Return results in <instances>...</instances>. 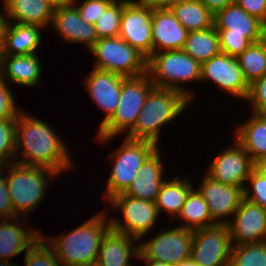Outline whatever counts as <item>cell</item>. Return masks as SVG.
<instances>
[{
  "instance_id": "obj_1",
  "label": "cell",
  "mask_w": 266,
  "mask_h": 266,
  "mask_svg": "<svg viewBox=\"0 0 266 266\" xmlns=\"http://www.w3.org/2000/svg\"><path fill=\"white\" fill-rule=\"evenodd\" d=\"M54 131L42 119L21 111L17 116L15 134V156L21 153V158L15 162L46 167L58 174L74 167L67 144Z\"/></svg>"
},
{
  "instance_id": "obj_2",
  "label": "cell",
  "mask_w": 266,
  "mask_h": 266,
  "mask_svg": "<svg viewBox=\"0 0 266 266\" xmlns=\"http://www.w3.org/2000/svg\"><path fill=\"white\" fill-rule=\"evenodd\" d=\"M107 215L106 209L102 210L69 233L51 240L42 233L41 236L53 248L62 266H95L102 239L111 229Z\"/></svg>"
},
{
  "instance_id": "obj_3",
  "label": "cell",
  "mask_w": 266,
  "mask_h": 266,
  "mask_svg": "<svg viewBox=\"0 0 266 266\" xmlns=\"http://www.w3.org/2000/svg\"><path fill=\"white\" fill-rule=\"evenodd\" d=\"M189 104L190 100L179 91L153 87L146 96L134 128L125 136L159 146L162 126L183 114Z\"/></svg>"
},
{
  "instance_id": "obj_4",
  "label": "cell",
  "mask_w": 266,
  "mask_h": 266,
  "mask_svg": "<svg viewBox=\"0 0 266 266\" xmlns=\"http://www.w3.org/2000/svg\"><path fill=\"white\" fill-rule=\"evenodd\" d=\"M4 168L9 170L6 174V184L13 211L17 216L21 213L20 216L27 221L26 216L45 199V192L52 177H58L59 174L53 169L17 162L4 165Z\"/></svg>"
},
{
  "instance_id": "obj_5",
  "label": "cell",
  "mask_w": 266,
  "mask_h": 266,
  "mask_svg": "<svg viewBox=\"0 0 266 266\" xmlns=\"http://www.w3.org/2000/svg\"><path fill=\"white\" fill-rule=\"evenodd\" d=\"M147 73L154 87L179 91L191 101L193 90L184 84L200 80L201 64L183 50L162 51L148 58Z\"/></svg>"
},
{
  "instance_id": "obj_6",
  "label": "cell",
  "mask_w": 266,
  "mask_h": 266,
  "mask_svg": "<svg viewBox=\"0 0 266 266\" xmlns=\"http://www.w3.org/2000/svg\"><path fill=\"white\" fill-rule=\"evenodd\" d=\"M154 87L148 73L136 77H126L122 82L119 105L112 118L101 127L98 141L108 143L118 134L127 135L135 126L149 91Z\"/></svg>"
},
{
  "instance_id": "obj_7",
  "label": "cell",
  "mask_w": 266,
  "mask_h": 266,
  "mask_svg": "<svg viewBox=\"0 0 266 266\" xmlns=\"http://www.w3.org/2000/svg\"><path fill=\"white\" fill-rule=\"evenodd\" d=\"M159 146L150 141L130 139L126 136L122 144L110 153L112 170L105 187L104 200L125 193L132 184L141 165Z\"/></svg>"
},
{
  "instance_id": "obj_8",
  "label": "cell",
  "mask_w": 266,
  "mask_h": 266,
  "mask_svg": "<svg viewBox=\"0 0 266 266\" xmlns=\"http://www.w3.org/2000/svg\"><path fill=\"white\" fill-rule=\"evenodd\" d=\"M89 52L96 58L93 68L123 77L147 73L148 59L119 36L99 38Z\"/></svg>"
},
{
  "instance_id": "obj_9",
  "label": "cell",
  "mask_w": 266,
  "mask_h": 266,
  "mask_svg": "<svg viewBox=\"0 0 266 266\" xmlns=\"http://www.w3.org/2000/svg\"><path fill=\"white\" fill-rule=\"evenodd\" d=\"M108 204L113 210H121L122 219L110 218L111 229L139 241L156 225L159 213L155 202L137 199L124 193L112 197Z\"/></svg>"
},
{
  "instance_id": "obj_10",
  "label": "cell",
  "mask_w": 266,
  "mask_h": 266,
  "mask_svg": "<svg viewBox=\"0 0 266 266\" xmlns=\"http://www.w3.org/2000/svg\"><path fill=\"white\" fill-rule=\"evenodd\" d=\"M193 230L176 226L157 234L151 240L140 241V259H155L171 266L191 257Z\"/></svg>"
},
{
  "instance_id": "obj_11",
  "label": "cell",
  "mask_w": 266,
  "mask_h": 266,
  "mask_svg": "<svg viewBox=\"0 0 266 266\" xmlns=\"http://www.w3.org/2000/svg\"><path fill=\"white\" fill-rule=\"evenodd\" d=\"M231 250L227 224L193 230L191 258L197 266H229Z\"/></svg>"
},
{
  "instance_id": "obj_12",
  "label": "cell",
  "mask_w": 266,
  "mask_h": 266,
  "mask_svg": "<svg viewBox=\"0 0 266 266\" xmlns=\"http://www.w3.org/2000/svg\"><path fill=\"white\" fill-rule=\"evenodd\" d=\"M209 163L205 173L211 179L226 185L246 186L251 170L255 167L248 152L234 140V145L225 148Z\"/></svg>"
},
{
  "instance_id": "obj_13",
  "label": "cell",
  "mask_w": 266,
  "mask_h": 266,
  "mask_svg": "<svg viewBox=\"0 0 266 266\" xmlns=\"http://www.w3.org/2000/svg\"><path fill=\"white\" fill-rule=\"evenodd\" d=\"M152 9L139 2H123L119 37L147 59L153 54Z\"/></svg>"
},
{
  "instance_id": "obj_14",
  "label": "cell",
  "mask_w": 266,
  "mask_h": 266,
  "mask_svg": "<svg viewBox=\"0 0 266 266\" xmlns=\"http://www.w3.org/2000/svg\"><path fill=\"white\" fill-rule=\"evenodd\" d=\"M213 81L221 90L232 96L246 100L249 84L236 57L220 52L201 64L200 81Z\"/></svg>"
},
{
  "instance_id": "obj_15",
  "label": "cell",
  "mask_w": 266,
  "mask_h": 266,
  "mask_svg": "<svg viewBox=\"0 0 266 266\" xmlns=\"http://www.w3.org/2000/svg\"><path fill=\"white\" fill-rule=\"evenodd\" d=\"M227 225L232 246L266 241V210L245 198Z\"/></svg>"
},
{
  "instance_id": "obj_16",
  "label": "cell",
  "mask_w": 266,
  "mask_h": 266,
  "mask_svg": "<svg viewBox=\"0 0 266 266\" xmlns=\"http://www.w3.org/2000/svg\"><path fill=\"white\" fill-rule=\"evenodd\" d=\"M126 77L93 68L84 79L86 92L92 101L106 114L98 130L103 127L116 112L119 105L122 82Z\"/></svg>"
},
{
  "instance_id": "obj_17",
  "label": "cell",
  "mask_w": 266,
  "mask_h": 266,
  "mask_svg": "<svg viewBox=\"0 0 266 266\" xmlns=\"http://www.w3.org/2000/svg\"><path fill=\"white\" fill-rule=\"evenodd\" d=\"M202 181L198 191L207 202L212 220L216 224H228V217L235 214L244 198L243 189L215 181L206 174Z\"/></svg>"
},
{
  "instance_id": "obj_18",
  "label": "cell",
  "mask_w": 266,
  "mask_h": 266,
  "mask_svg": "<svg viewBox=\"0 0 266 266\" xmlns=\"http://www.w3.org/2000/svg\"><path fill=\"white\" fill-rule=\"evenodd\" d=\"M51 26L68 43H82L90 49L98 40L95 26L85 22L70 2L55 6Z\"/></svg>"
},
{
  "instance_id": "obj_19",
  "label": "cell",
  "mask_w": 266,
  "mask_h": 266,
  "mask_svg": "<svg viewBox=\"0 0 266 266\" xmlns=\"http://www.w3.org/2000/svg\"><path fill=\"white\" fill-rule=\"evenodd\" d=\"M216 30H228V35L245 36L251 43L266 38V25L232 3L214 14Z\"/></svg>"
},
{
  "instance_id": "obj_20",
  "label": "cell",
  "mask_w": 266,
  "mask_h": 266,
  "mask_svg": "<svg viewBox=\"0 0 266 266\" xmlns=\"http://www.w3.org/2000/svg\"><path fill=\"white\" fill-rule=\"evenodd\" d=\"M188 33L170 9L152 10L153 53L182 50Z\"/></svg>"
},
{
  "instance_id": "obj_21",
  "label": "cell",
  "mask_w": 266,
  "mask_h": 266,
  "mask_svg": "<svg viewBox=\"0 0 266 266\" xmlns=\"http://www.w3.org/2000/svg\"><path fill=\"white\" fill-rule=\"evenodd\" d=\"M138 242L135 237L110 229L102 239L95 266H132L131 257L139 258Z\"/></svg>"
},
{
  "instance_id": "obj_22",
  "label": "cell",
  "mask_w": 266,
  "mask_h": 266,
  "mask_svg": "<svg viewBox=\"0 0 266 266\" xmlns=\"http://www.w3.org/2000/svg\"><path fill=\"white\" fill-rule=\"evenodd\" d=\"M160 149L158 148L145 162L141 165L132 184L124 193L151 202H155L162 184L165 182L164 164H162Z\"/></svg>"
},
{
  "instance_id": "obj_23",
  "label": "cell",
  "mask_w": 266,
  "mask_h": 266,
  "mask_svg": "<svg viewBox=\"0 0 266 266\" xmlns=\"http://www.w3.org/2000/svg\"><path fill=\"white\" fill-rule=\"evenodd\" d=\"M42 69L37 53L0 56V77L12 85L39 86Z\"/></svg>"
},
{
  "instance_id": "obj_24",
  "label": "cell",
  "mask_w": 266,
  "mask_h": 266,
  "mask_svg": "<svg viewBox=\"0 0 266 266\" xmlns=\"http://www.w3.org/2000/svg\"><path fill=\"white\" fill-rule=\"evenodd\" d=\"M43 27L36 24L8 22L0 56L36 54L42 39Z\"/></svg>"
},
{
  "instance_id": "obj_25",
  "label": "cell",
  "mask_w": 266,
  "mask_h": 266,
  "mask_svg": "<svg viewBox=\"0 0 266 266\" xmlns=\"http://www.w3.org/2000/svg\"><path fill=\"white\" fill-rule=\"evenodd\" d=\"M3 3L8 22L36 24L44 29L52 23L55 5L49 0H4Z\"/></svg>"
},
{
  "instance_id": "obj_26",
  "label": "cell",
  "mask_w": 266,
  "mask_h": 266,
  "mask_svg": "<svg viewBox=\"0 0 266 266\" xmlns=\"http://www.w3.org/2000/svg\"><path fill=\"white\" fill-rule=\"evenodd\" d=\"M20 216L0 221V259L9 261L10 257L27 251L40 237L35 228H22ZM26 230V231H25Z\"/></svg>"
},
{
  "instance_id": "obj_27",
  "label": "cell",
  "mask_w": 266,
  "mask_h": 266,
  "mask_svg": "<svg viewBox=\"0 0 266 266\" xmlns=\"http://www.w3.org/2000/svg\"><path fill=\"white\" fill-rule=\"evenodd\" d=\"M251 113L249 121L237 127L235 139L256 164L266 158V115Z\"/></svg>"
},
{
  "instance_id": "obj_28",
  "label": "cell",
  "mask_w": 266,
  "mask_h": 266,
  "mask_svg": "<svg viewBox=\"0 0 266 266\" xmlns=\"http://www.w3.org/2000/svg\"><path fill=\"white\" fill-rule=\"evenodd\" d=\"M191 183L187 177L180 179L175 176L174 180H165L155 200L159 215L164 211L169 213L172 219L176 218L181 212L187 195L194 188Z\"/></svg>"
},
{
  "instance_id": "obj_29",
  "label": "cell",
  "mask_w": 266,
  "mask_h": 266,
  "mask_svg": "<svg viewBox=\"0 0 266 266\" xmlns=\"http://www.w3.org/2000/svg\"><path fill=\"white\" fill-rule=\"evenodd\" d=\"M170 10L189 32L214 26V14L200 0H181Z\"/></svg>"
},
{
  "instance_id": "obj_30",
  "label": "cell",
  "mask_w": 266,
  "mask_h": 266,
  "mask_svg": "<svg viewBox=\"0 0 266 266\" xmlns=\"http://www.w3.org/2000/svg\"><path fill=\"white\" fill-rule=\"evenodd\" d=\"M182 50L200 64L218 55L221 50L219 34L215 26L204 30L190 31Z\"/></svg>"
},
{
  "instance_id": "obj_31",
  "label": "cell",
  "mask_w": 266,
  "mask_h": 266,
  "mask_svg": "<svg viewBox=\"0 0 266 266\" xmlns=\"http://www.w3.org/2000/svg\"><path fill=\"white\" fill-rule=\"evenodd\" d=\"M177 217L186 222L181 227L191 230L210 227L216 224L212 220L206 200L194 188L187 195L181 212Z\"/></svg>"
},
{
  "instance_id": "obj_32",
  "label": "cell",
  "mask_w": 266,
  "mask_h": 266,
  "mask_svg": "<svg viewBox=\"0 0 266 266\" xmlns=\"http://www.w3.org/2000/svg\"><path fill=\"white\" fill-rule=\"evenodd\" d=\"M237 59L248 84L261 78L266 74V38L251 43Z\"/></svg>"
},
{
  "instance_id": "obj_33",
  "label": "cell",
  "mask_w": 266,
  "mask_h": 266,
  "mask_svg": "<svg viewBox=\"0 0 266 266\" xmlns=\"http://www.w3.org/2000/svg\"><path fill=\"white\" fill-rule=\"evenodd\" d=\"M229 266H266V241L232 246Z\"/></svg>"
},
{
  "instance_id": "obj_34",
  "label": "cell",
  "mask_w": 266,
  "mask_h": 266,
  "mask_svg": "<svg viewBox=\"0 0 266 266\" xmlns=\"http://www.w3.org/2000/svg\"><path fill=\"white\" fill-rule=\"evenodd\" d=\"M123 2H112L94 24L97 37H118L120 32Z\"/></svg>"
},
{
  "instance_id": "obj_35",
  "label": "cell",
  "mask_w": 266,
  "mask_h": 266,
  "mask_svg": "<svg viewBox=\"0 0 266 266\" xmlns=\"http://www.w3.org/2000/svg\"><path fill=\"white\" fill-rule=\"evenodd\" d=\"M24 254V266H62L53 248L41 235Z\"/></svg>"
},
{
  "instance_id": "obj_36",
  "label": "cell",
  "mask_w": 266,
  "mask_h": 266,
  "mask_svg": "<svg viewBox=\"0 0 266 266\" xmlns=\"http://www.w3.org/2000/svg\"><path fill=\"white\" fill-rule=\"evenodd\" d=\"M16 123L17 119L0 120V166L13 163L16 160L12 159L16 158L15 157Z\"/></svg>"
},
{
  "instance_id": "obj_37",
  "label": "cell",
  "mask_w": 266,
  "mask_h": 266,
  "mask_svg": "<svg viewBox=\"0 0 266 266\" xmlns=\"http://www.w3.org/2000/svg\"><path fill=\"white\" fill-rule=\"evenodd\" d=\"M247 182L250 185L245 186L243 190L244 198L266 210V176L254 167L250 172Z\"/></svg>"
},
{
  "instance_id": "obj_38",
  "label": "cell",
  "mask_w": 266,
  "mask_h": 266,
  "mask_svg": "<svg viewBox=\"0 0 266 266\" xmlns=\"http://www.w3.org/2000/svg\"><path fill=\"white\" fill-rule=\"evenodd\" d=\"M71 0V3L77 8L81 18L90 24H95L97 19L103 14L105 9L113 2L112 0Z\"/></svg>"
},
{
  "instance_id": "obj_39",
  "label": "cell",
  "mask_w": 266,
  "mask_h": 266,
  "mask_svg": "<svg viewBox=\"0 0 266 266\" xmlns=\"http://www.w3.org/2000/svg\"><path fill=\"white\" fill-rule=\"evenodd\" d=\"M219 34L220 50L232 57H238L246 50L251 42L245 36L228 35V30H217Z\"/></svg>"
},
{
  "instance_id": "obj_40",
  "label": "cell",
  "mask_w": 266,
  "mask_h": 266,
  "mask_svg": "<svg viewBox=\"0 0 266 266\" xmlns=\"http://www.w3.org/2000/svg\"><path fill=\"white\" fill-rule=\"evenodd\" d=\"M246 100L253 106L252 112L266 115V74L249 84Z\"/></svg>"
},
{
  "instance_id": "obj_41",
  "label": "cell",
  "mask_w": 266,
  "mask_h": 266,
  "mask_svg": "<svg viewBox=\"0 0 266 266\" xmlns=\"http://www.w3.org/2000/svg\"><path fill=\"white\" fill-rule=\"evenodd\" d=\"M10 90L8 83L0 77V120L17 119L23 109H17L15 97Z\"/></svg>"
},
{
  "instance_id": "obj_42",
  "label": "cell",
  "mask_w": 266,
  "mask_h": 266,
  "mask_svg": "<svg viewBox=\"0 0 266 266\" xmlns=\"http://www.w3.org/2000/svg\"><path fill=\"white\" fill-rule=\"evenodd\" d=\"M4 166H0V220L14 218L17 215L13 211V207L9 197V191L6 184V175Z\"/></svg>"
},
{
  "instance_id": "obj_43",
  "label": "cell",
  "mask_w": 266,
  "mask_h": 266,
  "mask_svg": "<svg viewBox=\"0 0 266 266\" xmlns=\"http://www.w3.org/2000/svg\"><path fill=\"white\" fill-rule=\"evenodd\" d=\"M234 3L266 25V0H234Z\"/></svg>"
},
{
  "instance_id": "obj_44",
  "label": "cell",
  "mask_w": 266,
  "mask_h": 266,
  "mask_svg": "<svg viewBox=\"0 0 266 266\" xmlns=\"http://www.w3.org/2000/svg\"><path fill=\"white\" fill-rule=\"evenodd\" d=\"M181 0H136V2L143 3L152 10L155 9H170L174 4Z\"/></svg>"
},
{
  "instance_id": "obj_45",
  "label": "cell",
  "mask_w": 266,
  "mask_h": 266,
  "mask_svg": "<svg viewBox=\"0 0 266 266\" xmlns=\"http://www.w3.org/2000/svg\"><path fill=\"white\" fill-rule=\"evenodd\" d=\"M213 14L234 3V0H200Z\"/></svg>"
},
{
  "instance_id": "obj_46",
  "label": "cell",
  "mask_w": 266,
  "mask_h": 266,
  "mask_svg": "<svg viewBox=\"0 0 266 266\" xmlns=\"http://www.w3.org/2000/svg\"><path fill=\"white\" fill-rule=\"evenodd\" d=\"M6 14H2V11H0V48L3 42V38L5 35V30L8 24V18L5 16Z\"/></svg>"
},
{
  "instance_id": "obj_47",
  "label": "cell",
  "mask_w": 266,
  "mask_h": 266,
  "mask_svg": "<svg viewBox=\"0 0 266 266\" xmlns=\"http://www.w3.org/2000/svg\"><path fill=\"white\" fill-rule=\"evenodd\" d=\"M141 260L146 261L145 266H171L169 264H166L162 261L155 260V259H141Z\"/></svg>"
},
{
  "instance_id": "obj_48",
  "label": "cell",
  "mask_w": 266,
  "mask_h": 266,
  "mask_svg": "<svg viewBox=\"0 0 266 266\" xmlns=\"http://www.w3.org/2000/svg\"><path fill=\"white\" fill-rule=\"evenodd\" d=\"M255 167L266 176V158L256 163Z\"/></svg>"
},
{
  "instance_id": "obj_49",
  "label": "cell",
  "mask_w": 266,
  "mask_h": 266,
  "mask_svg": "<svg viewBox=\"0 0 266 266\" xmlns=\"http://www.w3.org/2000/svg\"><path fill=\"white\" fill-rule=\"evenodd\" d=\"M179 266H197L194 260L190 257L182 261Z\"/></svg>"
},
{
  "instance_id": "obj_50",
  "label": "cell",
  "mask_w": 266,
  "mask_h": 266,
  "mask_svg": "<svg viewBox=\"0 0 266 266\" xmlns=\"http://www.w3.org/2000/svg\"><path fill=\"white\" fill-rule=\"evenodd\" d=\"M52 4H54L55 6L58 5H63V4H67L70 3L71 0H49Z\"/></svg>"
},
{
  "instance_id": "obj_51",
  "label": "cell",
  "mask_w": 266,
  "mask_h": 266,
  "mask_svg": "<svg viewBox=\"0 0 266 266\" xmlns=\"http://www.w3.org/2000/svg\"><path fill=\"white\" fill-rule=\"evenodd\" d=\"M0 266H16L10 261L0 259Z\"/></svg>"
},
{
  "instance_id": "obj_52",
  "label": "cell",
  "mask_w": 266,
  "mask_h": 266,
  "mask_svg": "<svg viewBox=\"0 0 266 266\" xmlns=\"http://www.w3.org/2000/svg\"><path fill=\"white\" fill-rule=\"evenodd\" d=\"M113 2H124V3H130L134 2L135 0H112Z\"/></svg>"
}]
</instances>
